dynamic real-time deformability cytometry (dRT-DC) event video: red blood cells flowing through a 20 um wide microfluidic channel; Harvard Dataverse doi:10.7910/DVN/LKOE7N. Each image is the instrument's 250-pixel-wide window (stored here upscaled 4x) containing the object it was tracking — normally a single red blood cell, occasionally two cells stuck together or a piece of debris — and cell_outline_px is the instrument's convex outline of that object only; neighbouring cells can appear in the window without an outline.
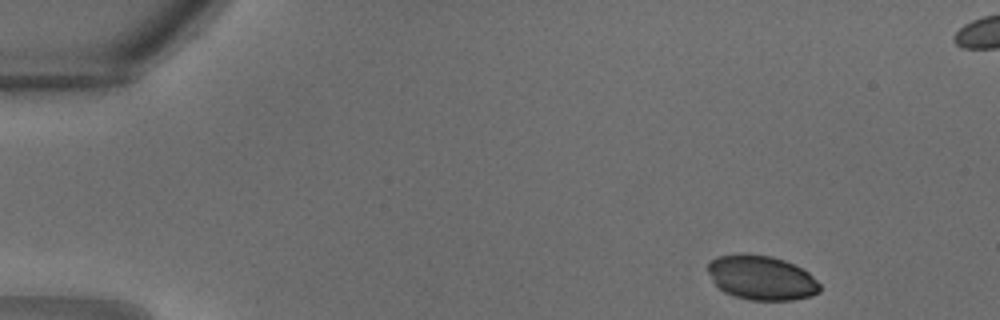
{"species": "common noctule bat (a hibernating species)", "species_latin": "Nyctalus noctula", "temperature_condition": "warm", "stored_images_in_passage": 30, "segment_of_instrument_passage": [1, 2], "camera_frame_rate_fps": 3000, "um_per_image_px": 0.085, "animal": {"sex": "male", "body_mass_g": 18.8}, "frame": {"image": 1, "passage_image": 1, "time_ms": 0.0, "image_size_px": [1000, 320], "cell_outline_px": [[820, 292], [812, 296], [792, 300], [752, 300], [736, 296], [724, 292], [712, 280], [708, 272], [708, 260], [716, 256], [740, 252], [744, 252], [772, 256], [784, 260], [808, 272], [820, 284]], "centroid_in_image_um": [64.7, 23.58], "position_along_channel_um": 20.3, "area_um2": 29.25}}
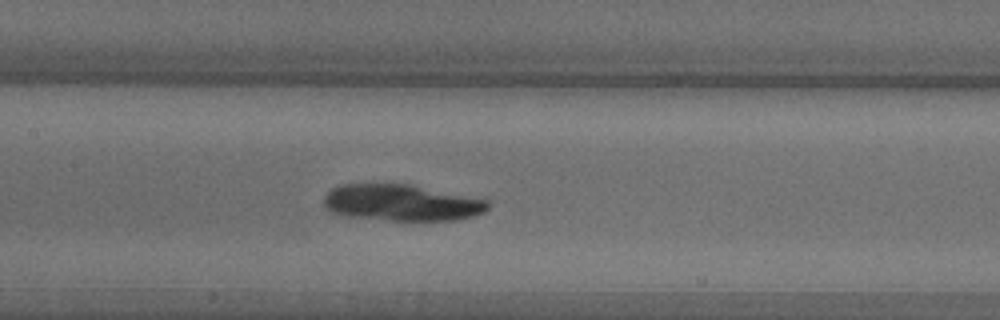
{"frame": {"image": 2, "passage_image": 13, "time_ms": 4.0, "image_size_px": [1000, 320], "cell_outline_px": [[488, 208], [484, 212], [472, 216], [456, 220], [388, 220], [344, 216], [328, 212], [324, 204], [324, 196], [332, 188], [340, 184], [412, 184], [488, 200]], "centroid_in_image_um": [34.09, 17.23], "position_along_channel_um": 173.3, "area_um2": 34.97}}
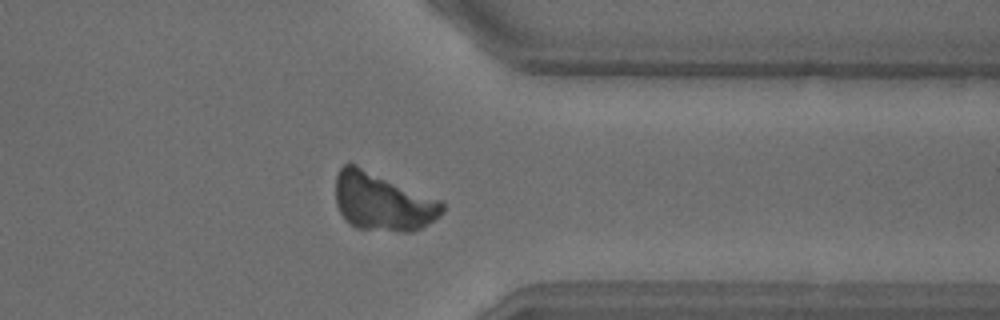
{"frame": {"image": 3, "passage_image": 23, "time_ms": 7.333, "image_size_px": [1000, 320], "cell_outline_px": [[444, 212], [440, 216], [428, 224], [412, 232], [400, 232], [356, 228], [340, 212], [336, 204], [336, 176], [340, 168], [344, 164], [356, 164], [440, 200], [444, 204]], "centroid_in_image_um": [32.53, 17.15], "position_along_channel_um": 378.9, "area_um2": 36.01}}